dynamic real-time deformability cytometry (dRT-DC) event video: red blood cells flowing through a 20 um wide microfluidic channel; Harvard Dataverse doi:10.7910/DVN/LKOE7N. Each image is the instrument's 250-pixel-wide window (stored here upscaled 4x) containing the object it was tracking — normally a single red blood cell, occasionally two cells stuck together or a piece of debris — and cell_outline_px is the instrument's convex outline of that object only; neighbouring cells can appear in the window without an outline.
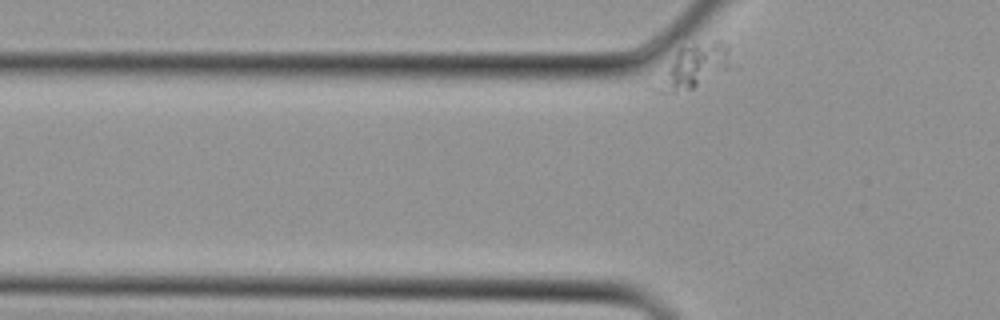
{"species": "Egyptian fruit bat (a non-hibernating species)", "species_latin": "Rousettus aegyptiacus", "temperature_condition": "cold", "stored_images_in_passage": 6, "camera_frame_rate_fps": 3000, "um_per_image_px": 0.085, "animal": {"sex": "female"}, "frame": {"image": 1, "passage_image": 3, "time_ms": 0.667, "image_size_px": [1000, 320], "cell_outline_px": [[740, 68], [692, 88], [676, 92], [656, 92], [676, 52], [680, 48], [692, 44], [712, 40], [720, 40], [728, 48]], "centroid_in_image_um": [59.3, 5.61], "position_along_channel_um": 66.5, "area_um2": 18.96}}
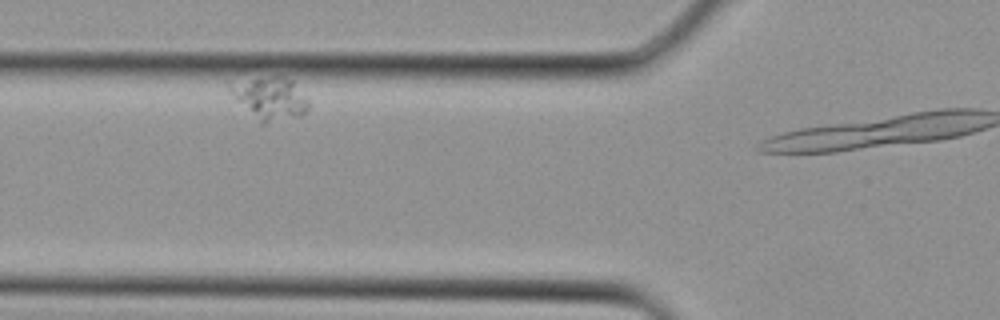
{"frame": {"image": 2, "passage_image": 4, "time_ms": 1.0, "image_size_px": [1000, 320], "cell_outline_px": [[308, 108], [300, 116], [264, 124], [260, 124], [228, 88], [228, 80], [272, 76], [280, 76], [292, 80], [308, 100]], "centroid_in_image_um": [22.93, 8.32], "position_along_channel_um": 102.9, "area_um2": 19.42}}